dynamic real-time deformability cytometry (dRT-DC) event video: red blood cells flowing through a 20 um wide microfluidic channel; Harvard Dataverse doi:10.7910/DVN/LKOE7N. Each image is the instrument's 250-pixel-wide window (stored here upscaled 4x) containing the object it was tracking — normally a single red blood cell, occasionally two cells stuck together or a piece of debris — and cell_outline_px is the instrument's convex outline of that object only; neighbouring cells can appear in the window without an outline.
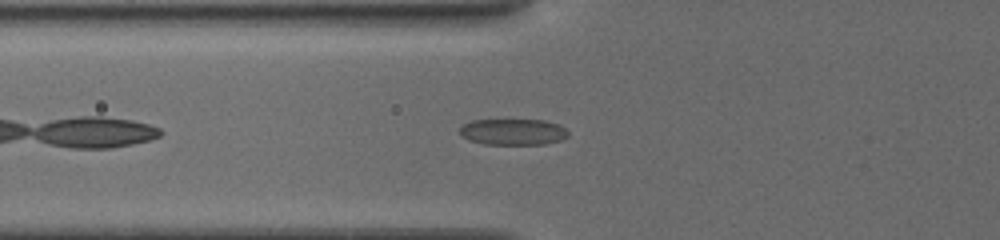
{"species": "common noctule bat (a hibernating species)", "species_latin": "Nyctalus noctula", "temperature_condition": "cold", "stored_images_in_passage": 39, "camera_frame_rate_fps": 3000, "um_per_image_px": 0.085, "animal": {"sex": "female", "body_mass_g": 19.5, "forearm_length_mm": 54.1}, "frame": {"image": 1, "passage_image": 6, "time_ms": 1.333, "image_size_px": [1000, 240], "cell_outline_px": [[568, 136], [560, 140], [544, 144], [484, 144], [468, 140], [460, 136], [460, 128], [464, 124], [472, 120], [544, 120], [560, 124], [568, 132]], "centroid_in_image_um": [43.6, 11.21], "position_along_channel_um": 82.2, "area_um2": 16.59}}
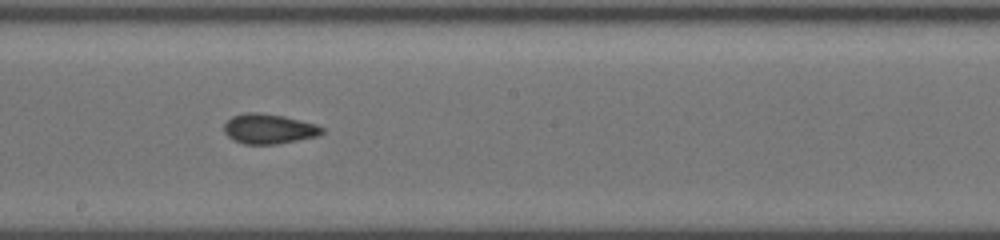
{"frame": {"image": 2, "passage_image": 26, "time_ms": 5.0, "image_size_px": [1000, 240], "cell_outline_px": [[324, 132], [320, 136], [276, 144], [244, 144], [232, 140], [224, 132], [224, 124], [232, 116], [244, 112], [256, 112], [284, 116], [316, 124], [324, 128]], "centroid_in_image_um": [22.86, 10.95], "position_along_channel_um": 225.3, "area_um2": 17.22}}
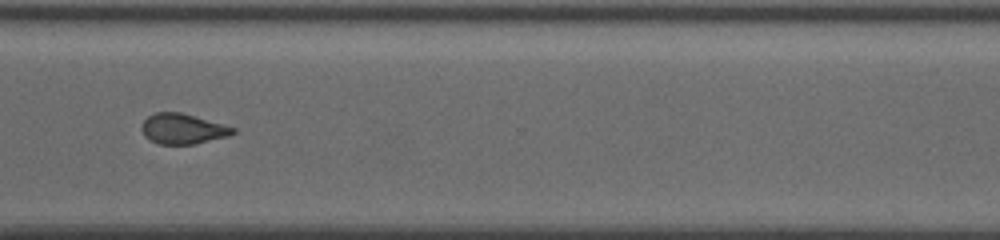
{"frame": {"image": 3, "passage_image": 38, "time_ms": 8.333, "image_size_px": [1000, 240], "cell_outline_px": [[236, 132], [228, 136], [192, 144], [160, 144], [144, 136], [140, 128], [144, 120], [148, 116], [156, 112], [180, 112], [224, 124], [236, 128]], "centroid_in_image_um": [15.53, 10.94], "position_along_channel_um": 355.1, "area_um2": 16.01}}